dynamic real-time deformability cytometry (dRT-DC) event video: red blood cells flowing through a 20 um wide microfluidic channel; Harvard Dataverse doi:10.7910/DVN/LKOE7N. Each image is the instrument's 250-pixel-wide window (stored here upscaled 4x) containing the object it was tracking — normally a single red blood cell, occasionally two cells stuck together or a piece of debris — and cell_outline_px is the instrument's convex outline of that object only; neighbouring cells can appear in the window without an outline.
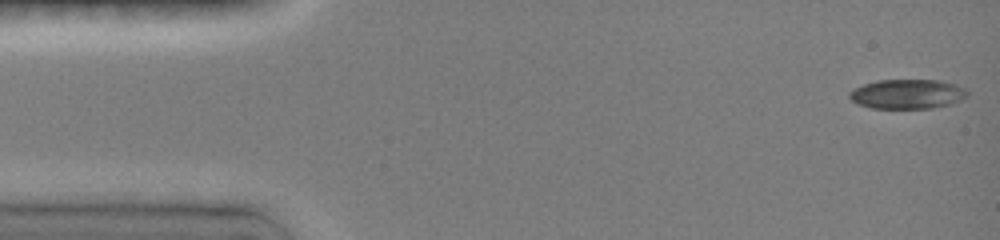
{"species": "common noctule bat (a hibernating species)", "species_latin": "Nyctalus noctula", "temperature_condition": "room temperature", "stored_images_in_passage": 11, "camera_frame_rate_fps": 3000, "um_per_image_px": 0.085, "animal": {"sex": "female", "body_mass_g": 19.0, "forearm_length_mm": 51.5}, "frame": {"image": 1, "passage_image": 1, "time_ms": 0.0, "image_size_px": [1000, 240], "cell_outline_px": [[968, 96], [952, 104], [932, 108], [872, 108], [860, 104], [852, 100], [848, 96], [848, 92], [864, 84], [876, 80], [940, 80], [956, 84], [964, 88], [968, 92]], "centroid_in_image_um": [77.15, 7.99], "position_along_channel_um": 7.8, "area_um2": 20.29}}
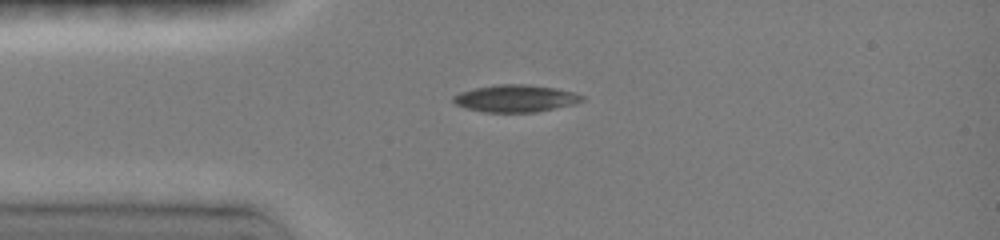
{"frame": {"image": 2, "passage_image": 9, "time_ms": 3.333, "image_size_px": [1000, 240], "cell_outline_px": [[584, 100], [576, 104], [536, 112], [484, 112], [464, 108], [456, 104], [452, 100], [452, 96], [460, 92], [476, 88], [500, 84], [524, 84], [556, 88], [576, 92], [584, 96]], "centroid_in_image_um": [43.85, 8.37], "position_along_channel_um": 41.1, "area_um2": 20.52}}